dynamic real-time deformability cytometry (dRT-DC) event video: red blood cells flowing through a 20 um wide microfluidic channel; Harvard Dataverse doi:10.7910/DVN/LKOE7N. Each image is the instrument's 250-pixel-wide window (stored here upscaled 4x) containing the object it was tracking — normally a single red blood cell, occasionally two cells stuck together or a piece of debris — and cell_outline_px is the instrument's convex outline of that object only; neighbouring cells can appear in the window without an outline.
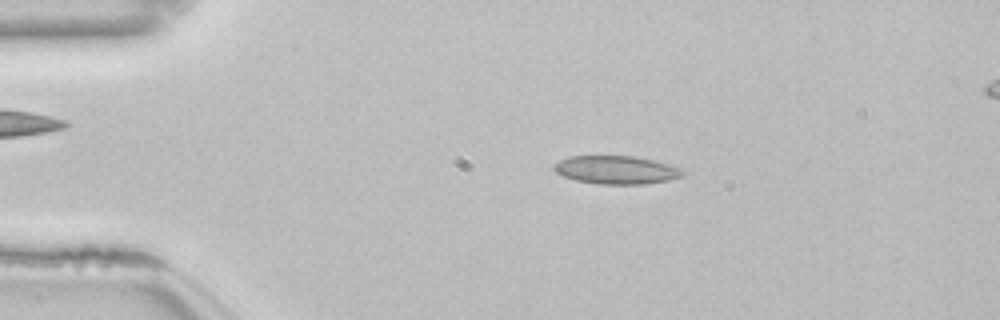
{"species": "common noctule bat (a hibernating species)", "species_latin": "Nyctalus noctula", "temperature_condition": "room temperature", "stored_images_in_passage": 52, "camera_frame_rate_fps": 3000, "um_per_image_px": 0.085, "animal": {"sex": "female", "body_mass_g": 22.7, "forearm_length_mm": 54.2}, "frame": {"image": 1, "passage_image": 10, "time_ms": 3.0, "image_size_px": [1000, 320], "cell_outline_px": [[688, 172], [684, 176], [668, 180], [644, 184], [596, 184], [576, 180], [564, 176], [556, 172], [552, 168], [552, 164], [568, 156], [636, 156], [672, 164], [684, 168]], "centroid_in_image_um": [52.45, 14.43], "position_along_channel_um": 32.6, "area_um2": 21.62}}
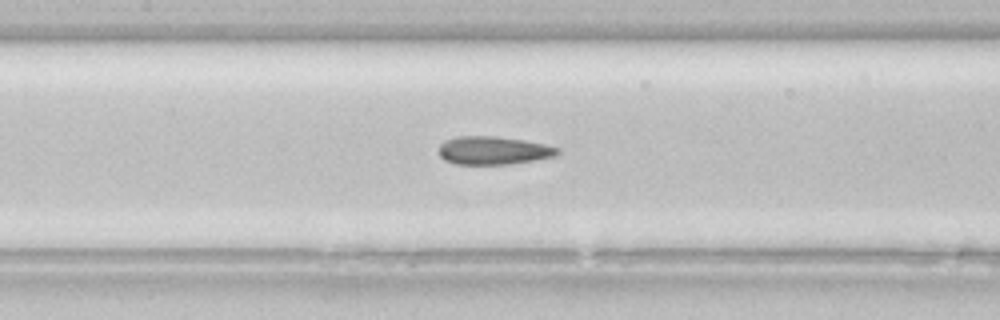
{"frame": {"image": 2, "passage_image": 24, "time_ms": 7.667, "image_size_px": [1000, 320], "cell_outline_px": [[560, 152], [556, 156], [508, 164], [456, 164], [444, 160], [436, 152], [440, 144], [444, 140], [456, 136], [496, 136], [524, 140], [544, 144], [560, 148]], "centroid_in_image_um": [41.89, 12.78], "position_along_channel_um": 165.5, "area_um2": 19.65}}
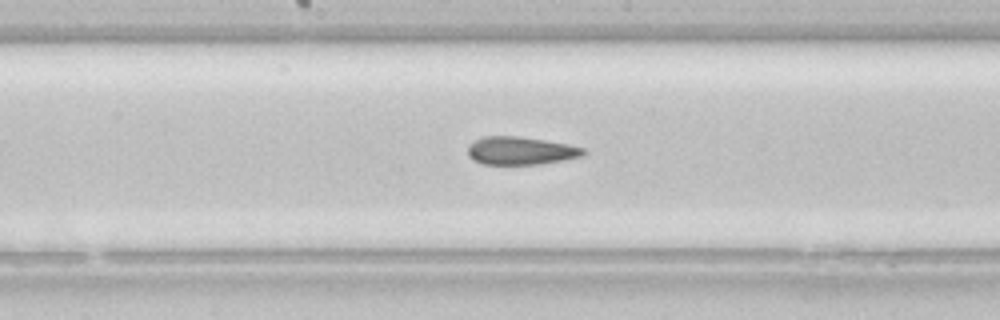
{"frame": {"image": 3, "passage_image": 27, "time_ms": 8.667, "image_size_px": [1000, 320], "cell_outline_px": [[588, 152], [584, 156], [540, 164], [484, 164], [472, 160], [468, 156], [468, 144], [484, 136], [520, 136], [568, 144], [584, 148]], "centroid_in_image_um": [44.26, 12.81], "position_along_channel_um": 203.9, "area_um2": 18.96}, "authors_computed_cell_mechanics": {"area_um2": 20.9525, "velocity_mm_per_s": 3.8585, "shape_relaxation_time_tau1_ms": null, "shape_relaxation_time_tau2_ms": 3.3125, "deformation_change_tau1": null, "deformation_change_tau2": 0.0982}}